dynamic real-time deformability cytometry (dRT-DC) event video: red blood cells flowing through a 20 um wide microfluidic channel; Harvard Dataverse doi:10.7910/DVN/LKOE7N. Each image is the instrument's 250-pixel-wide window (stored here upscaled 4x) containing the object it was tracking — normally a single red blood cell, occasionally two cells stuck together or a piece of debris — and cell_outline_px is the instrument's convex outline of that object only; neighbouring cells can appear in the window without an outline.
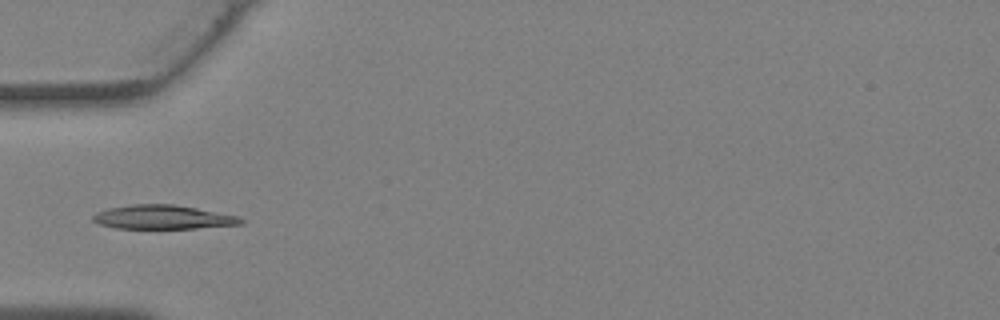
{"species": "Egyptian fruit bat (a non-hibernating species)", "species_latin": "Rousettus aegyptiacus", "temperature_condition": "warm", "stored_images_in_passage": 38, "camera_frame_rate_fps": 3000, "um_per_image_px": 0.085, "animal": {"sex": "female"}, "frame": {"image": 1, "passage_image": 12, "time_ms": 3.667, "image_size_px": [1000, 320], "cell_outline_px": [[244, 224], [196, 228], [116, 228], [96, 224], [92, 220], [92, 216], [96, 212], [108, 208], [132, 204], [172, 204], [196, 208], [240, 216], [244, 220]], "centroid_in_image_um": [13.83, 18.46], "position_along_channel_um": 71.2, "area_um2": 20.75}}
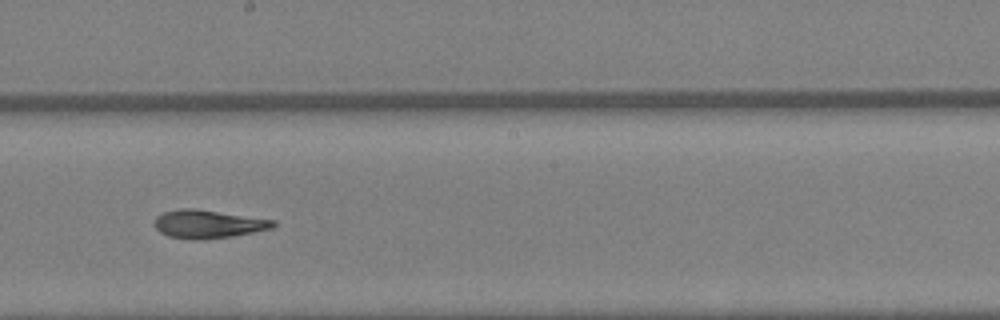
{"frame": {"image": 2, "passage_image": 21, "time_ms": 6.667, "image_size_px": [1000, 320], "cell_outline_px": [[276, 224], [272, 228], [232, 236], [192, 240], [168, 236], [160, 232], [156, 228], [156, 216], [160, 212], [180, 208], [192, 208], [276, 220]], "centroid_in_image_um": [17.66, 19.03], "position_along_channel_um": 230.5, "area_um2": 19.36}}
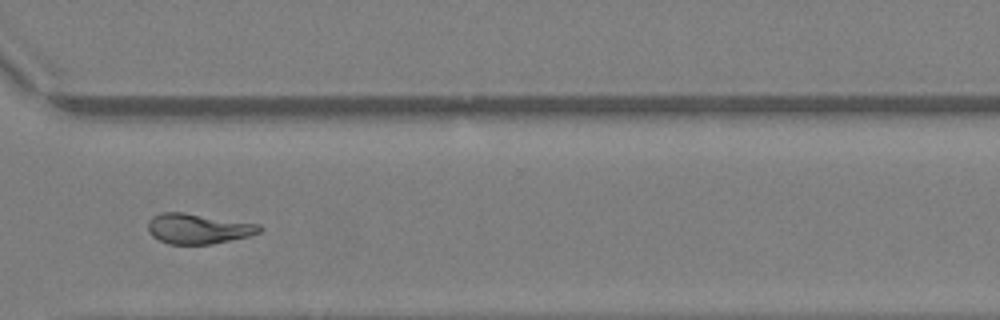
{"frame": {"image": 3, "passage_image": 28, "time_ms": 9.0, "image_size_px": [1000, 320], "cell_outline_px": [[264, 228], [260, 232], [248, 236], [212, 244], [168, 244], [152, 236], [148, 232], [148, 220], [152, 216], [160, 212], [184, 212], [260, 224]], "centroid_in_image_um": [16.83, 19.43], "position_along_channel_um": 353.8, "area_um2": 19.77}}